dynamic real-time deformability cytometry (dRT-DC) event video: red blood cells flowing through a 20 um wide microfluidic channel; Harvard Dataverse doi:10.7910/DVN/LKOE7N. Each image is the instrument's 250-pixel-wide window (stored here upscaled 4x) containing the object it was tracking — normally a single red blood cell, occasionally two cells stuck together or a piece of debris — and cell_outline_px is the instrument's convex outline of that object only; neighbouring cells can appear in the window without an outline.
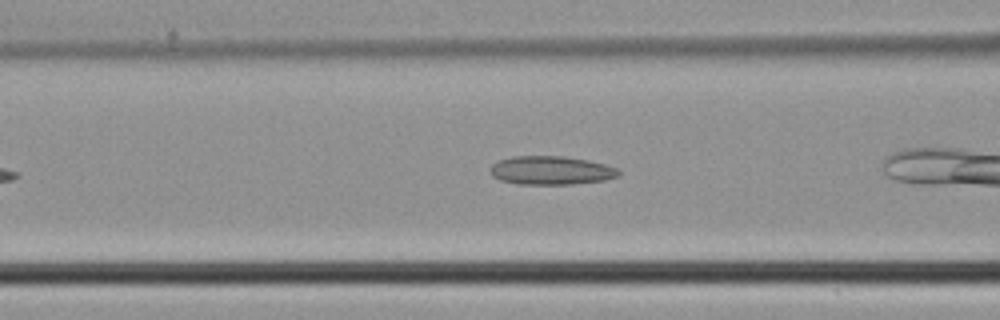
{"species": "common noctule bat (a hibernating species)", "species_latin": "Nyctalus noctula", "temperature_condition": "cold", "stored_images_in_passage": 10, "camera_frame_rate_fps": 3000, "um_per_image_px": 0.085, "animal": {"sex": "male", "body_mass_g": 21.5, "forearm_length_mm": 52.0}, "frame": {"image": 1, "passage_image": 5, "time_ms": 1.333, "image_size_px": [1000, 320], "cell_outline_px": [[620, 172], [616, 176], [604, 180], [572, 184], [516, 184], [500, 180], [492, 176], [492, 164], [500, 160], [512, 156], [564, 156], [588, 160], [604, 164], [616, 168]], "centroid_in_image_um": [46.82, 14.48], "position_along_channel_um": 119.8, "area_um2": 21.21}}